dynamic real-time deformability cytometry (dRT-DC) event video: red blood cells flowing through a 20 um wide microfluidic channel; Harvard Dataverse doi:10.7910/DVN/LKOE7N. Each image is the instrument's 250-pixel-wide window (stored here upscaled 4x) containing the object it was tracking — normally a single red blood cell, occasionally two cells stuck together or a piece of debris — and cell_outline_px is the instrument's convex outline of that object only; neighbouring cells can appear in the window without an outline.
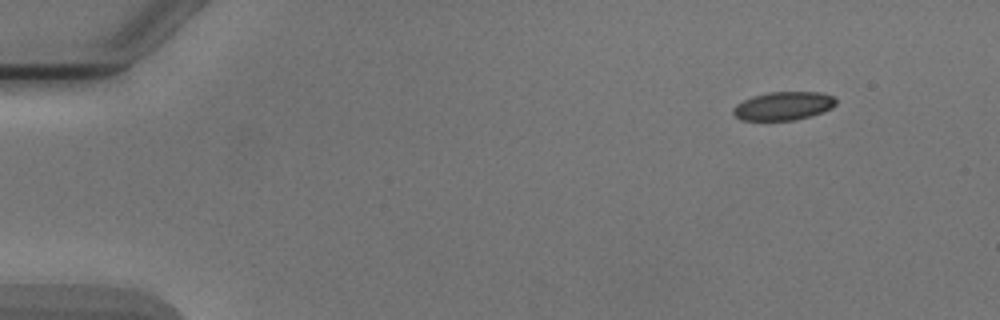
{"species": "Egyptian fruit bat (a non-hibernating species)", "species_latin": "Rousettus aegyptiacus", "temperature_condition": "cold", "stored_images_in_passage": 3, "camera_frame_rate_fps": 3000, "um_per_image_px": 0.085, "animal": {"sex": "male"}, "frame": {"image": 1, "passage_image": 1, "time_ms": 0.0, "image_size_px": [1000, 320], "cell_outline_px": [[836, 104], [832, 108], [824, 112], [792, 120], [740, 120], [732, 112], [732, 108], [736, 104], [752, 96], [768, 92], [820, 92], [832, 96], [836, 100]], "centroid_in_image_um": [66.57, 9.0], "position_along_channel_um": 18.4, "area_um2": 16.99}}
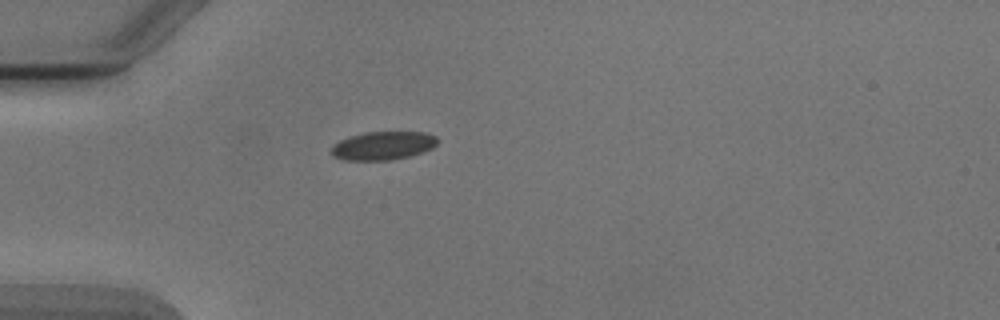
{"frame": {"image": 2, "passage_image": 3, "time_ms": 3.333, "image_size_px": [1000, 320], "cell_outline_px": [[436, 144], [432, 148], [408, 156], [388, 160], [344, 160], [332, 156], [332, 144], [340, 140], [364, 132], [428, 132], [436, 136]], "centroid_in_image_um": [32.53, 12.37], "position_along_channel_um": 52.5, "area_um2": 17.4}}